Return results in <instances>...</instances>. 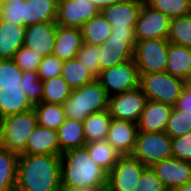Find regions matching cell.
<instances>
[{"instance_id": "6da1fadb", "label": "cell", "mask_w": 191, "mask_h": 191, "mask_svg": "<svg viewBox=\"0 0 191 191\" xmlns=\"http://www.w3.org/2000/svg\"><path fill=\"white\" fill-rule=\"evenodd\" d=\"M15 191H61L60 155L20 154Z\"/></svg>"}, {"instance_id": "7a4b0ae2", "label": "cell", "mask_w": 191, "mask_h": 191, "mask_svg": "<svg viewBox=\"0 0 191 191\" xmlns=\"http://www.w3.org/2000/svg\"><path fill=\"white\" fill-rule=\"evenodd\" d=\"M61 187L101 190L107 188L108 173L90 156L85 147L61 155Z\"/></svg>"}, {"instance_id": "3957f363", "label": "cell", "mask_w": 191, "mask_h": 191, "mask_svg": "<svg viewBox=\"0 0 191 191\" xmlns=\"http://www.w3.org/2000/svg\"><path fill=\"white\" fill-rule=\"evenodd\" d=\"M108 102L109 97L105 89L95 79L91 83L73 89L62 106L67 118L83 122L88 115L107 110Z\"/></svg>"}, {"instance_id": "277c9868", "label": "cell", "mask_w": 191, "mask_h": 191, "mask_svg": "<svg viewBox=\"0 0 191 191\" xmlns=\"http://www.w3.org/2000/svg\"><path fill=\"white\" fill-rule=\"evenodd\" d=\"M38 125L34 108L3 117L2 146L18 155L26 148L27 139Z\"/></svg>"}, {"instance_id": "5b68a950", "label": "cell", "mask_w": 191, "mask_h": 191, "mask_svg": "<svg viewBox=\"0 0 191 191\" xmlns=\"http://www.w3.org/2000/svg\"><path fill=\"white\" fill-rule=\"evenodd\" d=\"M139 87L147 100L174 106L187 82L164 72L139 74Z\"/></svg>"}, {"instance_id": "8992f818", "label": "cell", "mask_w": 191, "mask_h": 191, "mask_svg": "<svg viewBox=\"0 0 191 191\" xmlns=\"http://www.w3.org/2000/svg\"><path fill=\"white\" fill-rule=\"evenodd\" d=\"M132 158L139 160L146 167L173 157L171 137L166 132L138 131Z\"/></svg>"}, {"instance_id": "52a82bcc", "label": "cell", "mask_w": 191, "mask_h": 191, "mask_svg": "<svg viewBox=\"0 0 191 191\" xmlns=\"http://www.w3.org/2000/svg\"><path fill=\"white\" fill-rule=\"evenodd\" d=\"M169 43L167 39L136 41L133 49V60L139 74L164 72L166 70Z\"/></svg>"}, {"instance_id": "ba28073f", "label": "cell", "mask_w": 191, "mask_h": 191, "mask_svg": "<svg viewBox=\"0 0 191 191\" xmlns=\"http://www.w3.org/2000/svg\"><path fill=\"white\" fill-rule=\"evenodd\" d=\"M96 80L105 89L108 97L139 87L140 75L134 60L102 70Z\"/></svg>"}, {"instance_id": "9c48e42d", "label": "cell", "mask_w": 191, "mask_h": 191, "mask_svg": "<svg viewBox=\"0 0 191 191\" xmlns=\"http://www.w3.org/2000/svg\"><path fill=\"white\" fill-rule=\"evenodd\" d=\"M147 101L140 87L109 97L108 111L116 120L138 122Z\"/></svg>"}, {"instance_id": "30bf717a", "label": "cell", "mask_w": 191, "mask_h": 191, "mask_svg": "<svg viewBox=\"0 0 191 191\" xmlns=\"http://www.w3.org/2000/svg\"><path fill=\"white\" fill-rule=\"evenodd\" d=\"M169 27L170 19L144 2L134 28L136 41L167 39Z\"/></svg>"}, {"instance_id": "8fae6325", "label": "cell", "mask_w": 191, "mask_h": 191, "mask_svg": "<svg viewBox=\"0 0 191 191\" xmlns=\"http://www.w3.org/2000/svg\"><path fill=\"white\" fill-rule=\"evenodd\" d=\"M146 168L131 156H121L108 173V191H133Z\"/></svg>"}, {"instance_id": "7c38bea8", "label": "cell", "mask_w": 191, "mask_h": 191, "mask_svg": "<svg viewBox=\"0 0 191 191\" xmlns=\"http://www.w3.org/2000/svg\"><path fill=\"white\" fill-rule=\"evenodd\" d=\"M100 13L86 0H58L56 23L61 27L81 29L83 24Z\"/></svg>"}, {"instance_id": "4fadbf2b", "label": "cell", "mask_w": 191, "mask_h": 191, "mask_svg": "<svg viewBox=\"0 0 191 191\" xmlns=\"http://www.w3.org/2000/svg\"><path fill=\"white\" fill-rule=\"evenodd\" d=\"M168 191L191 182V163L171 157L150 167Z\"/></svg>"}, {"instance_id": "5bb4252c", "label": "cell", "mask_w": 191, "mask_h": 191, "mask_svg": "<svg viewBox=\"0 0 191 191\" xmlns=\"http://www.w3.org/2000/svg\"><path fill=\"white\" fill-rule=\"evenodd\" d=\"M57 27L56 22H41L26 26L24 47L36 51L42 57L52 55Z\"/></svg>"}, {"instance_id": "9a60e30c", "label": "cell", "mask_w": 191, "mask_h": 191, "mask_svg": "<svg viewBox=\"0 0 191 191\" xmlns=\"http://www.w3.org/2000/svg\"><path fill=\"white\" fill-rule=\"evenodd\" d=\"M143 3L141 0H120L101 13L112 29H134Z\"/></svg>"}, {"instance_id": "2e32d148", "label": "cell", "mask_w": 191, "mask_h": 191, "mask_svg": "<svg viewBox=\"0 0 191 191\" xmlns=\"http://www.w3.org/2000/svg\"><path fill=\"white\" fill-rule=\"evenodd\" d=\"M137 133L136 123L112 118L106 141L121 156H130L135 146Z\"/></svg>"}, {"instance_id": "e0dca14e", "label": "cell", "mask_w": 191, "mask_h": 191, "mask_svg": "<svg viewBox=\"0 0 191 191\" xmlns=\"http://www.w3.org/2000/svg\"><path fill=\"white\" fill-rule=\"evenodd\" d=\"M173 106L147 100L137 122L138 131L164 132Z\"/></svg>"}, {"instance_id": "ac0fdd59", "label": "cell", "mask_w": 191, "mask_h": 191, "mask_svg": "<svg viewBox=\"0 0 191 191\" xmlns=\"http://www.w3.org/2000/svg\"><path fill=\"white\" fill-rule=\"evenodd\" d=\"M22 154L60 155L57 130L37 125L29 135Z\"/></svg>"}, {"instance_id": "d6986e66", "label": "cell", "mask_w": 191, "mask_h": 191, "mask_svg": "<svg viewBox=\"0 0 191 191\" xmlns=\"http://www.w3.org/2000/svg\"><path fill=\"white\" fill-rule=\"evenodd\" d=\"M82 43L81 29L61 27L58 25L52 55L62 61L76 58V54Z\"/></svg>"}, {"instance_id": "ffe728a7", "label": "cell", "mask_w": 191, "mask_h": 191, "mask_svg": "<svg viewBox=\"0 0 191 191\" xmlns=\"http://www.w3.org/2000/svg\"><path fill=\"white\" fill-rule=\"evenodd\" d=\"M99 51L101 71L133 59V48L123 39L109 38L99 45Z\"/></svg>"}, {"instance_id": "44dd1931", "label": "cell", "mask_w": 191, "mask_h": 191, "mask_svg": "<svg viewBox=\"0 0 191 191\" xmlns=\"http://www.w3.org/2000/svg\"><path fill=\"white\" fill-rule=\"evenodd\" d=\"M24 39L25 26L0 20V59H13Z\"/></svg>"}, {"instance_id": "7402d4cb", "label": "cell", "mask_w": 191, "mask_h": 191, "mask_svg": "<svg viewBox=\"0 0 191 191\" xmlns=\"http://www.w3.org/2000/svg\"><path fill=\"white\" fill-rule=\"evenodd\" d=\"M165 71L189 83L191 80V48L169 43Z\"/></svg>"}, {"instance_id": "603a6c76", "label": "cell", "mask_w": 191, "mask_h": 191, "mask_svg": "<svg viewBox=\"0 0 191 191\" xmlns=\"http://www.w3.org/2000/svg\"><path fill=\"white\" fill-rule=\"evenodd\" d=\"M58 0H25L24 26L56 22Z\"/></svg>"}, {"instance_id": "cb8c5ba5", "label": "cell", "mask_w": 191, "mask_h": 191, "mask_svg": "<svg viewBox=\"0 0 191 191\" xmlns=\"http://www.w3.org/2000/svg\"><path fill=\"white\" fill-rule=\"evenodd\" d=\"M33 108L21 87L0 88V115L7 117Z\"/></svg>"}, {"instance_id": "d4e9b609", "label": "cell", "mask_w": 191, "mask_h": 191, "mask_svg": "<svg viewBox=\"0 0 191 191\" xmlns=\"http://www.w3.org/2000/svg\"><path fill=\"white\" fill-rule=\"evenodd\" d=\"M60 155L69 149L86 145L83 122L66 118L57 130Z\"/></svg>"}, {"instance_id": "484cf974", "label": "cell", "mask_w": 191, "mask_h": 191, "mask_svg": "<svg viewBox=\"0 0 191 191\" xmlns=\"http://www.w3.org/2000/svg\"><path fill=\"white\" fill-rule=\"evenodd\" d=\"M112 27L100 12L81 27L84 43L99 46L105 43L111 34Z\"/></svg>"}, {"instance_id": "4316f807", "label": "cell", "mask_w": 191, "mask_h": 191, "mask_svg": "<svg viewBox=\"0 0 191 191\" xmlns=\"http://www.w3.org/2000/svg\"><path fill=\"white\" fill-rule=\"evenodd\" d=\"M111 119L108 109L88 115L83 121L86 142L106 140Z\"/></svg>"}, {"instance_id": "83f0119b", "label": "cell", "mask_w": 191, "mask_h": 191, "mask_svg": "<svg viewBox=\"0 0 191 191\" xmlns=\"http://www.w3.org/2000/svg\"><path fill=\"white\" fill-rule=\"evenodd\" d=\"M18 154L0 147V191H15Z\"/></svg>"}, {"instance_id": "f1b7e54d", "label": "cell", "mask_w": 191, "mask_h": 191, "mask_svg": "<svg viewBox=\"0 0 191 191\" xmlns=\"http://www.w3.org/2000/svg\"><path fill=\"white\" fill-rule=\"evenodd\" d=\"M92 159L107 173H109L117 163L121 155L106 141L88 142L84 146Z\"/></svg>"}, {"instance_id": "f546056e", "label": "cell", "mask_w": 191, "mask_h": 191, "mask_svg": "<svg viewBox=\"0 0 191 191\" xmlns=\"http://www.w3.org/2000/svg\"><path fill=\"white\" fill-rule=\"evenodd\" d=\"M38 125L54 130H58L66 120V113L61 104L40 102L33 106Z\"/></svg>"}, {"instance_id": "4dcf8cb0", "label": "cell", "mask_w": 191, "mask_h": 191, "mask_svg": "<svg viewBox=\"0 0 191 191\" xmlns=\"http://www.w3.org/2000/svg\"><path fill=\"white\" fill-rule=\"evenodd\" d=\"M61 76L72 89L80 88L96 79L77 58L64 61Z\"/></svg>"}, {"instance_id": "1f68e13d", "label": "cell", "mask_w": 191, "mask_h": 191, "mask_svg": "<svg viewBox=\"0 0 191 191\" xmlns=\"http://www.w3.org/2000/svg\"><path fill=\"white\" fill-rule=\"evenodd\" d=\"M42 83L43 89L41 102L63 105L73 90L61 75L42 81Z\"/></svg>"}, {"instance_id": "d6a6232c", "label": "cell", "mask_w": 191, "mask_h": 191, "mask_svg": "<svg viewBox=\"0 0 191 191\" xmlns=\"http://www.w3.org/2000/svg\"><path fill=\"white\" fill-rule=\"evenodd\" d=\"M167 40L170 43L191 48V13L170 19Z\"/></svg>"}, {"instance_id": "836d02e7", "label": "cell", "mask_w": 191, "mask_h": 191, "mask_svg": "<svg viewBox=\"0 0 191 191\" xmlns=\"http://www.w3.org/2000/svg\"><path fill=\"white\" fill-rule=\"evenodd\" d=\"M145 3L151 8L162 12L169 19L191 13L190 0H146Z\"/></svg>"}, {"instance_id": "e575fe53", "label": "cell", "mask_w": 191, "mask_h": 191, "mask_svg": "<svg viewBox=\"0 0 191 191\" xmlns=\"http://www.w3.org/2000/svg\"><path fill=\"white\" fill-rule=\"evenodd\" d=\"M191 131V115L173 106L165 131L171 138L183 136Z\"/></svg>"}, {"instance_id": "d590c367", "label": "cell", "mask_w": 191, "mask_h": 191, "mask_svg": "<svg viewBox=\"0 0 191 191\" xmlns=\"http://www.w3.org/2000/svg\"><path fill=\"white\" fill-rule=\"evenodd\" d=\"M20 86L33 106L41 102L43 83L37 71L23 72Z\"/></svg>"}, {"instance_id": "8d00e7d4", "label": "cell", "mask_w": 191, "mask_h": 191, "mask_svg": "<svg viewBox=\"0 0 191 191\" xmlns=\"http://www.w3.org/2000/svg\"><path fill=\"white\" fill-rule=\"evenodd\" d=\"M99 56V46L90 45L84 42L76 54L77 60H79L95 78L101 72Z\"/></svg>"}, {"instance_id": "74e56055", "label": "cell", "mask_w": 191, "mask_h": 191, "mask_svg": "<svg viewBox=\"0 0 191 191\" xmlns=\"http://www.w3.org/2000/svg\"><path fill=\"white\" fill-rule=\"evenodd\" d=\"M22 75L23 71L13 59H0V88L21 87L20 80Z\"/></svg>"}, {"instance_id": "f35d334b", "label": "cell", "mask_w": 191, "mask_h": 191, "mask_svg": "<svg viewBox=\"0 0 191 191\" xmlns=\"http://www.w3.org/2000/svg\"><path fill=\"white\" fill-rule=\"evenodd\" d=\"M25 0H11L0 6V20L24 26Z\"/></svg>"}, {"instance_id": "ab89813d", "label": "cell", "mask_w": 191, "mask_h": 191, "mask_svg": "<svg viewBox=\"0 0 191 191\" xmlns=\"http://www.w3.org/2000/svg\"><path fill=\"white\" fill-rule=\"evenodd\" d=\"M42 56L36 51L22 46L14 55L13 61L23 72L37 71Z\"/></svg>"}, {"instance_id": "60d3db41", "label": "cell", "mask_w": 191, "mask_h": 191, "mask_svg": "<svg viewBox=\"0 0 191 191\" xmlns=\"http://www.w3.org/2000/svg\"><path fill=\"white\" fill-rule=\"evenodd\" d=\"M63 63L64 61L53 55L43 57L37 69L39 79L45 81L60 76Z\"/></svg>"}, {"instance_id": "b9f144b4", "label": "cell", "mask_w": 191, "mask_h": 191, "mask_svg": "<svg viewBox=\"0 0 191 191\" xmlns=\"http://www.w3.org/2000/svg\"><path fill=\"white\" fill-rule=\"evenodd\" d=\"M171 148L173 157L191 163V131L183 136L171 138Z\"/></svg>"}, {"instance_id": "7bdbcfd3", "label": "cell", "mask_w": 191, "mask_h": 191, "mask_svg": "<svg viewBox=\"0 0 191 191\" xmlns=\"http://www.w3.org/2000/svg\"><path fill=\"white\" fill-rule=\"evenodd\" d=\"M133 191H168L150 167H147Z\"/></svg>"}, {"instance_id": "ee69618b", "label": "cell", "mask_w": 191, "mask_h": 191, "mask_svg": "<svg viewBox=\"0 0 191 191\" xmlns=\"http://www.w3.org/2000/svg\"><path fill=\"white\" fill-rule=\"evenodd\" d=\"M175 108L188 112L191 115V84L186 83L182 88L181 94L174 105Z\"/></svg>"}, {"instance_id": "f6af8a7d", "label": "cell", "mask_w": 191, "mask_h": 191, "mask_svg": "<svg viewBox=\"0 0 191 191\" xmlns=\"http://www.w3.org/2000/svg\"><path fill=\"white\" fill-rule=\"evenodd\" d=\"M109 38L123 39V41L128 43L133 49L135 47L136 38L134 29H112Z\"/></svg>"}, {"instance_id": "bcb514c9", "label": "cell", "mask_w": 191, "mask_h": 191, "mask_svg": "<svg viewBox=\"0 0 191 191\" xmlns=\"http://www.w3.org/2000/svg\"><path fill=\"white\" fill-rule=\"evenodd\" d=\"M86 1H90L101 12L103 9L117 3L120 0H86Z\"/></svg>"}, {"instance_id": "7dc6e473", "label": "cell", "mask_w": 191, "mask_h": 191, "mask_svg": "<svg viewBox=\"0 0 191 191\" xmlns=\"http://www.w3.org/2000/svg\"><path fill=\"white\" fill-rule=\"evenodd\" d=\"M61 191H108L107 188H103L101 190H92V189H85V188H67L61 187Z\"/></svg>"}, {"instance_id": "c3c4849f", "label": "cell", "mask_w": 191, "mask_h": 191, "mask_svg": "<svg viewBox=\"0 0 191 191\" xmlns=\"http://www.w3.org/2000/svg\"><path fill=\"white\" fill-rule=\"evenodd\" d=\"M174 191H191V182L186 183L183 186L177 187Z\"/></svg>"}, {"instance_id": "681fc988", "label": "cell", "mask_w": 191, "mask_h": 191, "mask_svg": "<svg viewBox=\"0 0 191 191\" xmlns=\"http://www.w3.org/2000/svg\"><path fill=\"white\" fill-rule=\"evenodd\" d=\"M3 117L0 115V147L2 146Z\"/></svg>"}, {"instance_id": "f907efd6", "label": "cell", "mask_w": 191, "mask_h": 191, "mask_svg": "<svg viewBox=\"0 0 191 191\" xmlns=\"http://www.w3.org/2000/svg\"><path fill=\"white\" fill-rule=\"evenodd\" d=\"M9 1H11V0H0L1 4L7 3Z\"/></svg>"}]
</instances>
